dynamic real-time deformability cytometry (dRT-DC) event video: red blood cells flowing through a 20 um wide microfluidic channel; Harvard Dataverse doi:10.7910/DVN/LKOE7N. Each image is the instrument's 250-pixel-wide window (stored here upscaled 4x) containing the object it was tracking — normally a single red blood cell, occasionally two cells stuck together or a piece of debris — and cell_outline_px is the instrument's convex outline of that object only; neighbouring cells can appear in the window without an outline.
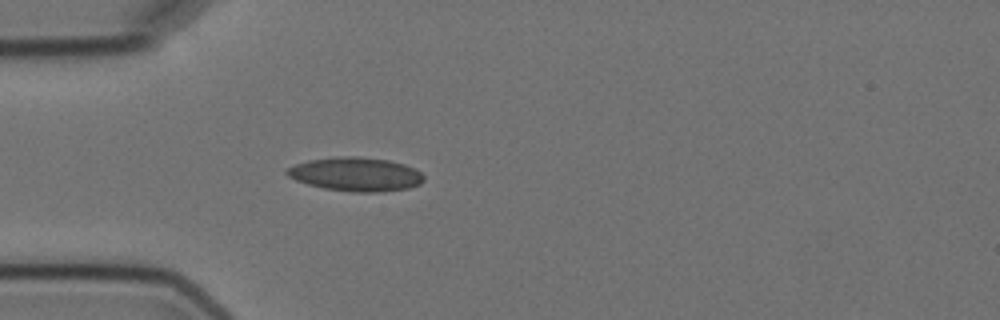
{"species": "Egyptian fruit bat (a non-hibernating species)", "species_latin": "Rousettus aegyptiacus", "temperature_condition": "cold", "stored_images_in_passage": 3, "camera_frame_rate_fps": 3000, "um_per_image_px": 0.085, "animal": {"sex": "female"}, "frame": {"image": 1, "passage_image": 3, "time_ms": 3.0, "image_size_px": [1000, 320], "cell_outline_px": [[424, 180], [420, 184], [408, 188], [376, 192], [352, 192], [324, 188], [308, 184], [296, 180], [288, 176], [284, 172], [288, 168], [296, 164], [308, 160], [336, 156], [356, 156], [388, 160], [404, 164], [416, 168], [424, 176]], "centroid_in_image_um": [30.25, 14.8], "position_along_channel_um": 54.8, "area_um2": 26.99}}